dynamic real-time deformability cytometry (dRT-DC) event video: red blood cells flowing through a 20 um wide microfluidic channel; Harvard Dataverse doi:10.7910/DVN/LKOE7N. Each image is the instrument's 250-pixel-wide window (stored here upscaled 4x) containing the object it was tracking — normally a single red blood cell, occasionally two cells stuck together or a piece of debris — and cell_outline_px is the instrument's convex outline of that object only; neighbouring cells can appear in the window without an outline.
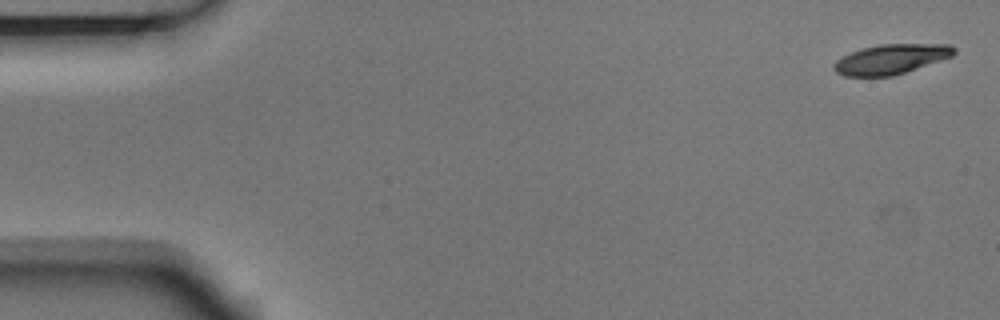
{"species": "Egyptian fruit bat (a non-hibernating species)", "species_latin": "Rousettus aegyptiacus", "temperature_condition": "room temperature", "stored_images_in_passage": 6, "segment_of_instrument_passage": [1, 2], "camera_frame_rate_fps": 3000, "um_per_image_px": 0.085, "animal": {"sex": "male"}, "frame": {"image": 1, "passage_image": 1, "time_ms": 0.0, "image_size_px": [1000, 320], "cell_outline_px": [[956, 52], [952, 56], [892, 76], [844, 76], [836, 72], [832, 68], [832, 64], [836, 60], [860, 48], [880, 44], [948, 44], [956, 48]], "centroid_in_image_um": [75.7, 5.02], "position_along_channel_um": 9.3, "area_um2": 20.75}}
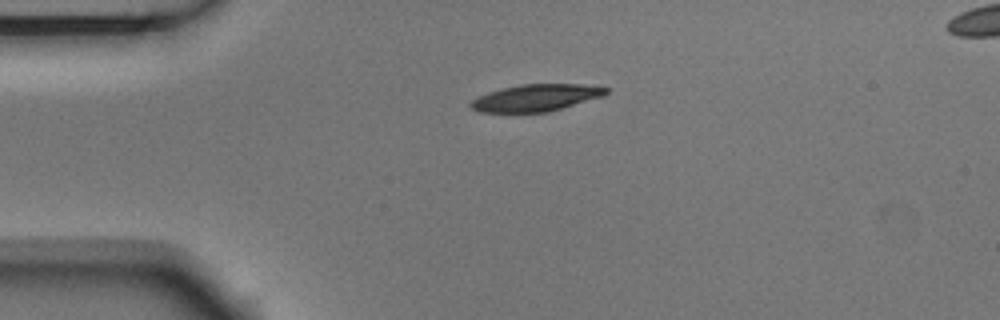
{"frame": {"image": 2, "passage_image": 4, "time_ms": 1.0, "image_size_px": [1000, 320], "cell_outline_px": [[608, 92], [604, 96], [548, 112], [480, 112], [472, 108], [468, 104], [472, 100], [488, 92], [520, 84], [580, 84], [608, 88]], "centroid_in_image_um": [45.57, 8.31], "position_along_channel_um": 39.4, "area_um2": 21.04}}